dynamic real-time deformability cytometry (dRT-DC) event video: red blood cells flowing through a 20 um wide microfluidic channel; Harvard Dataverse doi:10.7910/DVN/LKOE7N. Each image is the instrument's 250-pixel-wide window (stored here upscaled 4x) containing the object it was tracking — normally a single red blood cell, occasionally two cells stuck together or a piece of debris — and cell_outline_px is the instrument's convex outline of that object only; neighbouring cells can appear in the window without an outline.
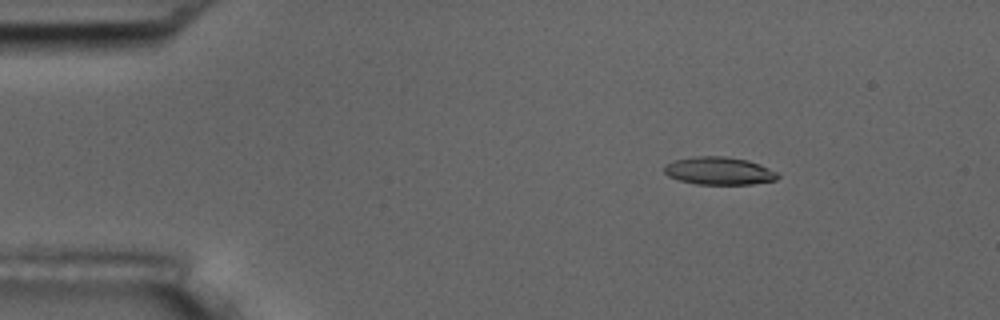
{"species": "common noctule bat (a hibernating species)", "species_latin": "Nyctalus noctula", "temperature_condition": "room temperature", "stored_images_in_passage": 7, "camera_frame_rate_fps": 3000, "um_per_image_px": 0.085, "animal": {"sex": "male", "body_mass_g": 17.5, "forearm_length_mm": 52.3}, "frame": {"image": 1, "passage_image": 3, "time_ms": 2.333, "image_size_px": [1000, 320], "cell_outline_px": [[780, 176], [776, 180], [752, 184], [696, 184], [680, 180], [668, 176], [664, 172], [664, 168], [668, 164], [676, 160], [692, 156], [724, 156], [748, 160], [760, 164], [776, 172]], "centroid_in_image_um": [61.14, 14.52], "position_along_channel_um": 23.9, "area_um2": 18.26}}
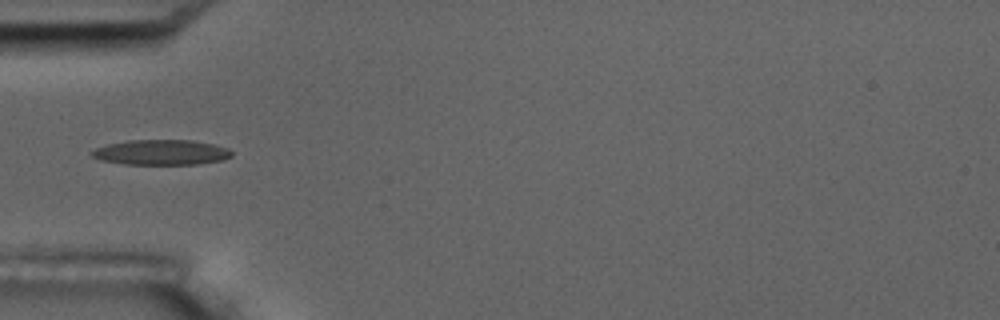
{"frame": {"image": 2, "passage_image": 5, "time_ms": 5.667, "image_size_px": [1000, 320], "cell_outline_px": [[232, 156], [220, 160], [196, 164], [124, 164], [100, 160], [92, 156], [88, 152], [96, 148], [108, 144], [128, 140], [192, 140], [212, 144], [228, 148], [232, 152]], "centroid_in_image_um": [13.66, 12.94], "position_along_channel_um": 71.3, "area_um2": 20.46}}